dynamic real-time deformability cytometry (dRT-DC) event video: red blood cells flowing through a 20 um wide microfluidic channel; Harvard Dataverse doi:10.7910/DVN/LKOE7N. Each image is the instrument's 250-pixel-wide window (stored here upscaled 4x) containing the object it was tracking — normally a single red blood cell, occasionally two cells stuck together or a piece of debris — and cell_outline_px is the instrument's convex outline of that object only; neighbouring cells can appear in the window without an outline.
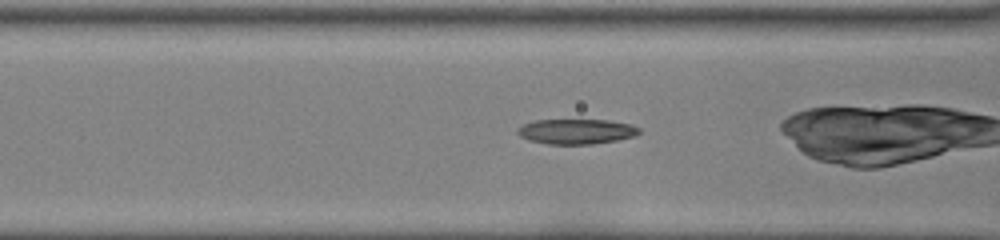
{"species": "common noctule bat (a hibernating species)", "species_latin": "Nyctalus noctula", "temperature_condition": "room temperature", "stored_images_in_passage": 30, "camera_frame_rate_fps": 3000, "um_per_image_px": 0.085, "animal": {"sex": "female", "body_mass_g": 22.0, "forearm_length_mm": 56.7}, "frame": {"image": 1, "passage_image": 5, "time_ms": 1.333, "image_size_px": [1000, 240], "cell_outline_px": [[640, 132], [632, 136], [616, 140], [592, 144], [548, 144], [528, 140], [520, 136], [516, 132], [524, 124], [536, 120], [608, 120], [632, 124], [640, 128]], "centroid_in_image_um": [48.99, 11.17], "position_along_channel_um": 117.6, "area_um2": 17.63}}